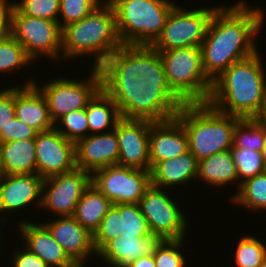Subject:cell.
Returning a JSON list of instances; mask_svg holds the SVG:
<instances>
[{
    "mask_svg": "<svg viewBox=\"0 0 266 267\" xmlns=\"http://www.w3.org/2000/svg\"><path fill=\"white\" fill-rule=\"evenodd\" d=\"M37 175L43 179L73 170L75 143L66 139L54 127L35 136Z\"/></svg>",
    "mask_w": 266,
    "mask_h": 267,
    "instance_id": "cell-15",
    "label": "cell"
},
{
    "mask_svg": "<svg viewBox=\"0 0 266 267\" xmlns=\"http://www.w3.org/2000/svg\"><path fill=\"white\" fill-rule=\"evenodd\" d=\"M175 117L182 123L189 151L198 161L231 150L234 128L241 119L220 112L208 102L183 104Z\"/></svg>",
    "mask_w": 266,
    "mask_h": 267,
    "instance_id": "cell-5",
    "label": "cell"
},
{
    "mask_svg": "<svg viewBox=\"0 0 266 267\" xmlns=\"http://www.w3.org/2000/svg\"><path fill=\"white\" fill-rule=\"evenodd\" d=\"M42 183L43 178L37 174L3 175L0 178V214L22 209L34 200L41 207Z\"/></svg>",
    "mask_w": 266,
    "mask_h": 267,
    "instance_id": "cell-20",
    "label": "cell"
},
{
    "mask_svg": "<svg viewBox=\"0 0 266 267\" xmlns=\"http://www.w3.org/2000/svg\"><path fill=\"white\" fill-rule=\"evenodd\" d=\"M42 224L78 267H83V261L95 252L93 234L73 216H60V219Z\"/></svg>",
    "mask_w": 266,
    "mask_h": 267,
    "instance_id": "cell-19",
    "label": "cell"
},
{
    "mask_svg": "<svg viewBox=\"0 0 266 267\" xmlns=\"http://www.w3.org/2000/svg\"><path fill=\"white\" fill-rule=\"evenodd\" d=\"M198 160L190 151L173 159L157 162L150 170L151 185L163 188L188 182L196 178Z\"/></svg>",
    "mask_w": 266,
    "mask_h": 267,
    "instance_id": "cell-24",
    "label": "cell"
},
{
    "mask_svg": "<svg viewBox=\"0 0 266 267\" xmlns=\"http://www.w3.org/2000/svg\"><path fill=\"white\" fill-rule=\"evenodd\" d=\"M11 35L23 46L32 59L37 55L58 58L61 53L62 29L53 20L20 14L10 4Z\"/></svg>",
    "mask_w": 266,
    "mask_h": 267,
    "instance_id": "cell-10",
    "label": "cell"
},
{
    "mask_svg": "<svg viewBox=\"0 0 266 267\" xmlns=\"http://www.w3.org/2000/svg\"><path fill=\"white\" fill-rule=\"evenodd\" d=\"M116 14V28L122 45L152 46L162 34L175 6L167 0H108Z\"/></svg>",
    "mask_w": 266,
    "mask_h": 267,
    "instance_id": "cell-6",
    "label": "cell"
},
{
    "mask_svg": "<svg viewBox=\"0 0 266 267\" xmlns=\"http://www.w3.org/2000/svg\"><path fill=\"white\" fill-rule=\"evenodd\" d=\"M260 267H266V256L263 258V261Z\"/></svg>",
    "mask_w": 266,
    "mask_h": 267,
    "instance_id": "cell-46",
    "label": "cell"
},
{
    "mask_svg": "<svg viewBox=\"0 0 266 267\" xmlns=\"http://www.w3.org/2000/svg\"><path fill=\"white\" fill-rule=\"evenodd\" d=\"M122 46L116 28V14L107 0L81 20L62 28L60 57L95 55L94 67H99Z\"/></svg>",
    "mask_w": 266,
    "mask_h": 267,
    "instance_id": "cell-4",
    "label": "cell"
},
{
    "mask_svg": "<svg viewBox=\"0 0 266 267\" xmlns=\"http://www.w3.org/2000/svg\"><path fill=\"white\" fill-rule=\"evenodd\" d=\"M95 186L113 205L138 204L151 186L150 171L111 165L91 174Z\"/></svg>",
    "mask_w": 266,
    "mask_h": 267,
    "instance_id": "cell-11",
    "label": "cell"
},
{
    "mask_svg": "<svg viewBox=\"0 0 266 267\" xmlns=\"http://www.w3.org/2000/svg\"><path fill=\"white\" fill-rule=\"evenodd\" d=\"M187 151H189L188 138L182 123L176 117L162 122H151L150 170L157 162L173 159Z\"/></svg>",
    "mask_w": 266,
    "mask_h": 267,
    "instance_id": "cell-18",
    "label": "cell"
},
{
    "mask_svg": "<svg viewBox=\"0 0 266 267\" xmlns=\"http://www.w3.org/2000/svg\"><path fill=\"white\" fill-rule=\"evenodd\" d=\"M61 126L56 128L66 139L76 143L78 140L85 138L89 132L86 108L71 111L60 118ZM63 124V125H62ZM64 129V130H63Z\"/></svg>",
    "mask_w": 266,
    "mask_h": 267,
    "instance_id": "cell-34",
    "label": "cell"
},
{
    "mask_svg": "<svg viewBox=\"0 0 266 267\" xmlns=\"http://www.w3.org/2000/svg\"><path fill=\"white\" fill-rule=\"evenodd\" d=\"M242 181L232 200L250 210L266 209V172Z\"/></svg>",
    "mask_w": 266,
    "mask_h": 267,
    "instance_id": "cell-30",
    "label": "cell"
},
{
    "mask_svg": "<svg viewBox=\"0 0 266 267\" xmlns=\"http://www.w3.org/2000/svg\"><path fill=\"white\" fill-rule=\"evenodd\" d=\"M91 76L87 81H76L66 78H58L54 81L46 82L44 86L33 84L44 95L50 117L54 124L65 114L86 108L89 101L102 88V77L98 67H93Z\"/></svg>",
    "mask_w": 266,
    "mask_h": 267,
    "instance_id": "cell-9",
    "label": "cell"
},
{
    "mask_svg": "<svg viewBox=\"0 0 266 267\" xmlns=\"http://www.w3.org/2000/svg\"><path fill=\"white\" fill-rule=\"evenodd\" d=\"M138 204L152 234L163 239H184L185 215L165 190L151 185Z\"/></svg>",
    "mask_w": 266,
    "mask_h": 267,
    "instance_id": "cell-12",
    "label": "cell"
},
{
    "mask_svg": "<svg viewBox=\"0 0 266 267\" xmlns=\"http://www.w3.org/2000/svg\"><path fill=\"white\" fill-rule=\"evenodd\" d=\"M19 227L26 242L24 248L41 258L49 267H78L43 224L36 225L25 220L19 223Z\"/></svg>",
    "mask_w": 266,
    "mask_h": 267,
    "instance_id": "cell-23",
    "label": "cell"
},
{
    "mask_svg": "<svg viewBox=\"0 0 266 267\" xmlns=\"http://www.w3.org/2000/svg\"><path fill=\"white\" fill-rule=\"evenodd\" d=\"M31 60L23 46L12 35L0 42V72L30 65Z\"/></svg>",
    "mask_w": 266,
    "mask_h": 267,
    "instance_id": "cell-33",
    "label": "cell"
},
{
    "mask_svg": "<svg viewBox=\"0 0 266 267\" xmlns=\"http://www.w3.org/2000/svg\"><path fill=\"white\" fill-rule=\"evenodd\" d=\"M183 239H164L153 253L155 267H184L185 256L179 252Z\"/></svg>",
    "mask_w": 266,
    "mask_h": 267,
    "instance_id": "cell-36",
    "label": "cell"
},
{
    "mask_svg": "<svg viewBox=\"0 0 266 267\" xmlns=\"http://www.w3.org/2000/svg\"><path fill=\"white\" fill-rule=\"evenodd\" d=\"M17 253L14 252L13 267H49L41 258L32 253L29 249Z\"/></svg>",
    "mask_w": 266,
    "mask_h": 267,
    "instance_id": "cell-40",
    "label": "cell"
},
{
    "mask_svg": "<svg viewBox=\"0 0 266 267\" xmlns=\"http://www.w3.org/2000/svg\"><path fill=\"white\" fill-rule=\"evenodd\" d=\"M90 184L91 174L78 167L43 179L42 195L46 192L41 196V206L61 217L73 216L78 201Z\"/></svg>",
    "mask_w": 266,
    "mask_h": 267,
    "instance_id": "cell-13",
    "label": "cell"
},
{
    "mask_svg": "<svg viewBox=\"0 0 266 267\" xmlns=\"http://www.w3.org/2000/svg\"><path fill=\"white\" fill-rule=\"evenodd\" d=\"M255 119L266 128V99L260 113Z\"/></svg>",
    "mask_w": 266,
    "mask_h": 267,
    "instance_id": "cell-43",
    "label": "cell"
},
{
    "mask_svg": "<svg viewBox=\"0 0 266 267\" xmlns=\"http://www.w3.org/2000/svg\"><path fill=\"white\" fill-rule=\"evenodd\" d=\"M258 9L248 8L241 1L214 11L200 46L202 68L211 82L233 63L258 52L253 37L260 31L264 19V13Z\"/></svg>",
    "mask_w": 266,
    "mask_h": 267,
    "instance_id": "cell-2",
    "label": "cell"
},
{
    "mask_svg": "<svg viewBox=\"0 0 266 267\" xmlns=\"http://www.w3.org/2000/svg\"><path fill=\"white\" fill-rule=\"evenodd\" d=\"M118 158L119 145L115 130L89 134L75 143L76 167L90 174L107 166L117 165Z\"/></svg>",
    "mask_w": 266,
    "mask_h": 267,
    "instance_id": "cell-17",
    "label": "cell"
},
{
    "mask_svg": "<svg viewBox=\"0 0 266 267\" xmlns=\"http://www.w3.org/2000/svg\"><path fill=\"white\" fill-rule=\"evenodd\" d=\"M261 63L256 52L229 66L212 82L208 103L241 119L256 118L266 99V76Z\"/></svg>",
    "mask_w": 266,
    "mask_h": 267,
    "instance_id": "cell-3",
    "label": "cell"
},
{
    "mask_svg": "<svg viewBox=\"0 0 266 267\" xmlns=\"http://www.w3.org/2000/svg\"><path fill=\"white\" fill-rule=\"evenodd\" d=\"M198 177L214 186H224L239 180L232 151L218 152L198 161Z\"/></svg>",
    "mask_w": 266,
    "mask_h": 267,
    "instance_id": "cell-27",
    "label": "cell"
},
{
    "mask_svg": "<svg viewBox=\"0 0 266 267\" xmlns=\"http://www.w3.org/2000/svg\"><path fill=\"white\" fill-rule=\"evenodd\" d=\"M125 237L152 235L139 204H115L107 211L93 234V246L97 254L110 240Z\"/></svg>",
    "mask_w": 266,
    "mask_h": 267,
    "instance_id": "cell-14",
    "label": "cell"
},
{
    "mask_svg": "<svg viewBox=\"0 0 266 267\" xmlns=\"http://www.w3.org/2000/svg\"><path fill=\"white\" fill-rule=\"evenodd\" d=\"M11 35L10 3L0 0V42Z\"/></svg>",
    "mask_w": 266,
    "mask_h": 267,
    "instance_id": "cell-41",
    "label": "cell"
},
{
    "mask_svg": "<svg viewBox=\"0 0 266 267\" xmlns=\"http://www.w3.org/2000/svg\"><path fill=\"white\" fill-rule=\"evenodd\" d=\"M86 114L92 134L103 133L109 126L114 130L121 119L116 103L102 88L89 101Z\"/></svg>",
    "mask_w": 266,
    "mask_h": 267,
    "instance_id": "cell-28",
    "label": "cell"
},
{
    "mask_svg": "<svg viewBox=\"0 0 266 267\" xmlns=\"http://www.w3.org/2000/svg\"><path fill=\"white\" fill-rule=\"evenodd\" d=\"M171 91L184 103L208 102L212 82L202 68L201 48L187 47L157 50Z\"/></svg>",
    "mask_w": 266,
    "mask_h": 267,
    "instance_id": "cell-7",
    "label": "cell"
},
{
    "mask_svg": "<svg viewBox=\"0 0 266 267\" xmlns=\"http://www.w3.org/2000/svg\"><path fill=\"white\" fill-rule=\"evenodd\" d=\"M4 175L37 174L34 139L1 143Z\"/></svg>",
    "mask_w": 266,
    "mask_h": 267,
    "instance_id": "cell-25",
    "label": "cell"
},
{
    "mask_svg": "<svg viewBox=\"0 0 266 267\" xmlns=\"http://www.w3.org/2000/svg\"><path fill=\"white\" fill-rule=\"evenodd\" d=\"M239 179L252 178L266 172L263 153L246 148L231 149Z\"/></svg>",
    "mask_w": 266,
    "mask_h": 267,
    "instance_id": "cell-31",
    "label": "cell"
},
{
    "mask_svg": "<svg viewBox=\"0 0 266 267\" xmlns=\"http://www.w3.org/2000/svg\"><path fill=\"white\" fill-rule=\"evenodd\" d=\"M235 262L238 267H260L266 256V247L252 236H244L236 248Z\"/></svg>",
    "mask_w": 266,
    "mask_h": 267,
    "instance_id": "cell-32",
    "label": "cell"
},
{
    "mask_svg": "<svg viewBox=\"0 0 266 267\" xmlns=\"http://www.w3.org/2000/svg\"><path fill=\"white\" fill-rule=\"evenodd\" d=\"M266 144V128L255 118L240 119L233 132V147L262 152Z\"/></svg>",
    "mask_w": 266,
    "mask_h": 267,
    "instance_id": "cell-29",
    "label": "cell"
},
{
    "mask_svg": "<svg viewBox=\"0 0 266 267\" xmlns=\"http://www.w3.org/2000/svg\"><path fill=\"white\" fill-rule=\"evenodd\" d=\"M98 68L102 89L121 118L162 122L184 104L169 88L160 53L152 46L122 45Z\"/></svg>",
    "mask_w": 266,
    "mask_h": 267,
    "instance_id": "cell-1",
    "label": "cell"
},
{
    "mask_svg": "<svg viewBox=\"0 0 266 267\" xmlns=\"http://www.w3.org/2000/svg\"><path fill=\"white\" fill-rule=\"evenodd\" d=\"M262 153H263L264 164H265V166H266V144H265V147H264Z\"/></svg>",
    "mask_w": 266,
    "mask_h": 267,
    "instance_id": "cell-45",
    "label": "cell"
},
{
    "mask_svg": "<svg viewBox=\"0 0 266 267\" xmlns=\"http://www.w3.org/2000/svg\"><path fill=\"white\" fill-rule=\"evenodd\" d=\"M4 175V164L2 160L1 143H0V178Z\"/></svg>",
    "mask_w": 266,
    "mask_h": 267,
    "instance_id": "cell-44",
    "label": "cell"
},
{
    "mask_svg": "<svg viewBox=\"0 0 266 267\" xmlns=\"http://www.w3.org/2000/svg\"><path fill=\"white\" fill-rule=\"evenodd\" d=\"M217 8L200 7L189 11L175 5L166 19L162 34L152 47L156 50L200 47Z\"/></svg>",
    "mask_w": 266,
    "mask_h": 267,
    "instance_id": "cell-8",
    "label": "cell"
},
{
    "mask_svg": "<svg viewBox=\"0 0 266 267\" xmlns=\"http://www.w3.org/2000/svg\"><path fill=\"white\" fill-rule=\"evenodd\" d=\"M125 267H155V260L153 254L144 255L138 259H135Z\"/></svg>",
    "mask_w": 266,
    "mask_h": 267,
    "instance_id": "cell-42",
    "label": "cell"
},
{
    "mask_svg": "<svg viewBox=\"0 0 266 267\" xmlns=\"http://www.w3.org/2000/svg\"><path fill=\"white\" fill-rule=\"evenodd\" d=\"M37 132L19 120L16 116L11 119L5 129L0 131V143L35 139Z\"/></svg>",
    "mask_w": 266,
    "mask_h": 267,
    "instance_id": "cell-38",
    "label": "cell"
},
{
    "mask_svg": "<svg viewBox=\"0 0 266 267\" xmlns=\"http://www.w3.org/2000/svg\"><path fill=\"white\" fill-rule=\"evenodd\" d=\"M99 4V0H60L59 14L64 20L58 21L60 28L81 20Z\"/></svg>",
    "mask_w": 266,
    "mask_h": 267,
    "instance_id": "cell-37",
    "label": "cell"
},
{
    "mask_svg": "<svg viewBox=\"0 0 266 267\" xmlns=\"http://www.w3.org/2000/svg\"><path fill=\"white\" fill-rule=\"evenodd\" d=\"M164 239L159 235L119 237L110 240L97 254L112 267H125L144 255H152Z\"/></svg>",
    "mask_w": 266,
    "mask_h": 267,
    "instance_id": "cell-22",
    "label": "cell"
},
{
    "mask_svg": "<svg viewBox=\"0 0 266 267\" xmlns=\"http://www.w3.org/2000/svg\"><path fill=\"white\" fill-rule=\"evenodd\" d=\"M112 205L110 200L90 184L78 201L73 217L91 234H94Z\"/></svg>",
    "mask_w": 266,
    "mask_h": 267,
    "instance_id": "cell-26",
    "label": "cell"
},
{
    "mask_svg": "<svg viewBox=\"0 0 266 267\" xmlns=\"http://www.w3.org/2000/svg\"><path fill=\"white\" fill-rule=\"evenodd\" d=\"M151 121L121 118L115 125L119 145L118 164L150 171L149 133Z\"/></svg>",
    "mask_w": 266,
    "mask_h": 267,
    "instance_id": "cell-16",
    "label": "cell"
},
{
    "mask_svg": "<svg viewBox=\"0 0 266 267\" xmlns=\"http://www.w3.org/2000/svg\"><path fill=\"white\" fill-rule=\"evenodd\" d=\"M15 116V87L0 90V131Z\"/></svg>",
    "mask_w": 266,
    "mask_h": 267,
    "instance_id": "cell-39",
    "label": "cell"
},
{
    "mask_svg": "<svg viewBox=\"0 0 266 267\" xmlns=\"http://www.w3.org/2000/svg\"><path fill=\"white\" fill-rule=\"evenodd\" d=\"M27 81L22 86L15 88V115L37 133L44 132L56 127L52 121L47 101L42 92Z\"/></svg>",
    "mask_w": 266,
    "mask_h": 267,
    "instance_id": "cell-21",
    "label": "cell"
},
{
    "mask_svg": "<svg viewBox=\"0 0 266 267\" xmlns=\"http://www.w3.org/2000/svg\"><path fill=\"white\" fill-rule=\"evenodd\" d=\"M20 14L58 22L60 0H22L11 4Z\"/></svg>",
    "mask_w": 266,
    "mask_h": 267,
    "instance_id": "cell-35",
    "label": "cell"
}]
</instances>
